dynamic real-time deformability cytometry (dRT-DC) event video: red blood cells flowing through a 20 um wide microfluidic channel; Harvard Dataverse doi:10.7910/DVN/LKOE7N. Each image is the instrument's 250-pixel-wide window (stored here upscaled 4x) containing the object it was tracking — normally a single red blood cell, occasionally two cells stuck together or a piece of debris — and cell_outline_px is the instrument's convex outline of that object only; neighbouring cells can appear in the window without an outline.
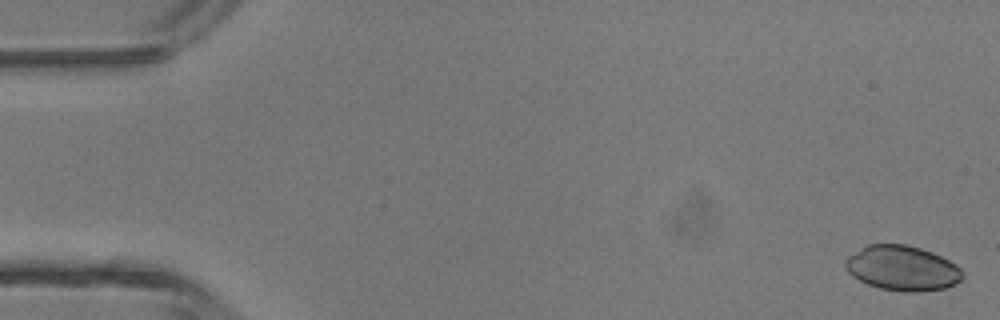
{"species": "common noctule bat (a hibernating species)", "species_latin": "Nyctalus noctula", "temperature_condition": "room temperature", "stored_images_in_passage": 4, "camera_frame_rate_fps": 3000, "um_per_image_px": 0.085, "animal": {"sex": "male", "body_mass_g": 13.3}, "frame": {"image": 1, "passage_image": 1, "time_ms": 0.0, "image_size_px": [1000, 320], "cell_outline_px": [[964, 276], [960, 280], [944, 288], [920, 292], [900, 292], [880, 288], [868, 284], [852, 276], [848, 272], [844, 264], [844, 260], [848, 256], [868, 244], [904, 244], [920, 248], [932, 252], [956, 264], [964, 272]], "centroid_in_image_um": [76.69, 22.8], "position_along_channel_um": 8.3, "area_um2": 30.69}}
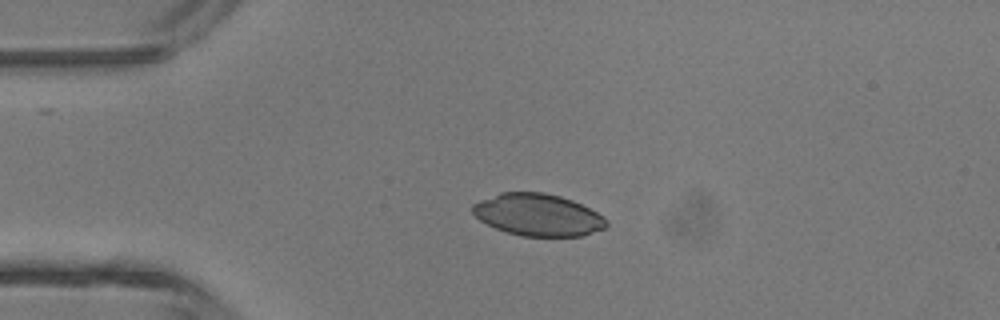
{"frame": {"image": 2, "passage_image": 3, "time_ms": 0.667, "image_size_px": [1000, 320], "cell_outline_px": [[608, 224], [604, 228], [584, 236], [520, 236], [496, 228], [480, 220], [472, 212], [472, 204], [480, 200], [500, 192], [544, 192], [560, 196], [572, 200], [604, 216], [608, 220]], "centroid_in_image_um": [45.73, 18.26], "position_along_channel_um": 39.3, "area_um2": 32.77}}